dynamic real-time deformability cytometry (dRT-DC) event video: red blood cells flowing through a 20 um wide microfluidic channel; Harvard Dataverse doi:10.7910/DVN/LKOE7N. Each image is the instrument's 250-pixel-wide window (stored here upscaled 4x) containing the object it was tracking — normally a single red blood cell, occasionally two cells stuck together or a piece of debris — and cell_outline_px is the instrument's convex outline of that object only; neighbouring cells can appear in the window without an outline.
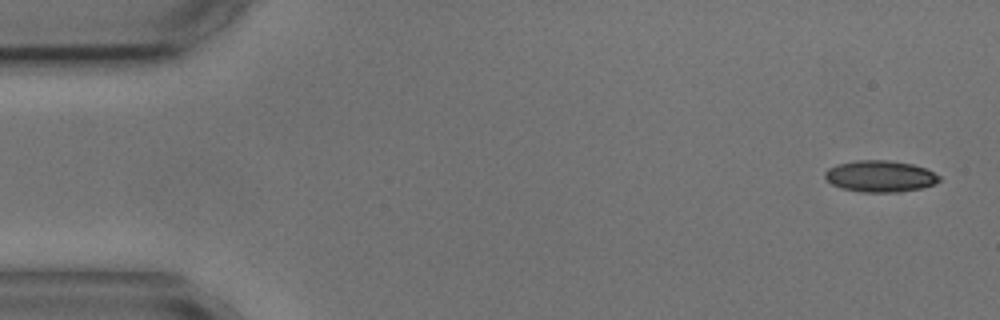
{"species": "common noctule bat (a hibernating species)", "species_latin": "Nyctalus noctula", "temperature_condition": "cold", "stored_images_in_passage": 4, "segment_of_instrument_passage": [2, 2], "camera_frame_rate_fps": 3000, "um_per_image_px": 0.085, "animal": {"sex": "male", "body_mass_g": 17.9, "forearm_length_mm": 54.2}, "frame": {"image": 1, "passage_image": 4, "time_ms": 6.0, "image_size_px": [1000, 320], "cell_outline_px": [[940, 180], [936, 184], [920, 188], [900, 192], [860, 192], [840, 188], [832, 184], [824, 176], [824, 172], [828, 168], [836, 164], [856, 160], [888, 160], [912, 164], [924, 168], [940, 176]], "centroid_in_image_um": [74.78, 14.98], "position_along_channel_um": 10.2, "area_um2": 21.04}}